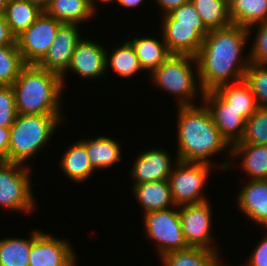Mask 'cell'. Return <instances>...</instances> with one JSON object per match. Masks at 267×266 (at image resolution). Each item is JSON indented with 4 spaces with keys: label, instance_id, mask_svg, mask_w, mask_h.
Wrapping results in <instances>:
<instances>
[{
    "label": "cell",
    "instance_id": "cell-1",
    "mask_svg": "<svg viewBox=\"0 0 267 266\" xmlns=\"http://www.w3.org/2000/svg\"><path fill=\"white\" fill-rule=\"evenodd\" d=\"M249 36L247 28L234 24L210 30L205 35L196 55L199 84L203 92L244 79L251 61L249 55L246 59L242 58V51Z\"/></svg>",
    "mask_w": 267,
    "mask_h": 266
},
{
    "label": "cell",
    "instance_id": "cell-2",
    "mask_svg": "<svg viewBox=\"0 0 267 266\" xmlns=\"http://www.w3.org/2000/svg\"><path fill=\"white\" fill-rule=\"evenodd\" d=\"M176 158L179 161L213 165L209 158L226 149L231 155V146L215 126L208 108L204 105L179 106ZM229 148V149H228Z\"/></svg>",
    "mask_w": 267,
    "mask_h": 266
},
{
    "label": "cell",
    "instance_id": "cell-3",
    "mask_svg": "<svg viewBox=\"0 0 267 266\" xmlns=\"http://www.w3.org/2000/svg\"><path fill=\"white\" fill-rule=\"evenodd\" d=\"M17 114H62L61 75L26 65L12 84Z\"/></svg>",
    "mask_w": 267,
    "mask_h": 266
},
{
    "label": "cell",
    "instance_id": "cell-4",
    "mask_svg": "<svg viewBox=\"0 0 267 266\" xmlns=\"http://www.w3.org/2000/svg\"><path fill=\"white\" fill-rule=\"evenodd\" d=\"M61 120V114H17L10 127L8 162L24 165L47 145Z\"/></svg>",
    "mask_w": 267,
    "mask_h": 266
},
{
    "label": "cell",
    "instance_id": "cell-5",
    "mask_svg": "<svg viewBox=\"0 0 267 266\" xmlns=\"http://www.w3.org/2000/svg\"><path fill=\"white\" fill-rule=\"evenodd\" d=\"M196 72L193 70L192 65ZM197 74H195V73ZM152 75L153 83L162 88V91L169 92L178 98L177 106L193 105L192 99H196L195 93L200 87L201 96L204 92L201 89L198 74V65L196 56L187 54H171ZM196 76V77H194ZM198 80V81H197ZM195 96V97H194Z\"/></svg>",
    "mask_w": 267,
    "mask_h": 266
},
{
    "label": "cell",
    "instance_id": "cell-6",
    "mask_svg": "<svg viewBox=\"0 0 267 266\" xmlns=\"http://www.w3.org/2000/svg\"><path fill=\"white\" fill-rule=\"evenodd\" d=\"M23 164L0 162V206L15 212H32L36 201L31 189L29 168Z\"/></svg>",
    "mask_w": 267,
    "mask_h": 266
},
{
    "label": "cell",
    "instance_id": "cell-7",
    "mask_svg": "<svg viewBox=\"0 0 267 266\" xmlns=\"http://www.w3.org/2000/svg\"><path fill=\"white\" fill-rule=\"evenodd\" d=\"M211 166L206 163L177 161L169 176L173 201L178 206L208 201L203 194Z\"/></svg>",
    "mask_w": 267,
    "mask_h": 266
},
{
    "label": "cell",
    "instance_id": "cell-8",
    "mask_svg": "<svg viewBox=\"0 0 267 266\" xmlns=\"http://www.w3.org/2000/svg\"><path fill=\"white\" fill-rule=\"evenodd\" d=\"M143 216L146 236L157 244L159 257L189 247L182 232L178 206L146 212Z\"/></svg>",
    "mask_w": 267,
    "mask_h": 266
},
{
    "label": "cell",
    "instance_id": "cell-9",
    "mask_svg": "<svg viewBox=\"0 0 267 266\" xmlns=\"http://www.w3.org/2000/svg\"><path fill=\"white\" fill-rule=\"evenodd\" d=\"M61 24L43 11L28 29L16 37L18 49L26 65H37L44 58Z\"/></svg>",
    "mask_w": 267,
    "mask_h": 266
},
{
    "label": "cell",
    "instance_id": "cell-10",
    "mask_svg": "<svg viewBox=\"0 0 267 266\" xmlns=\"http://www.w3.org/2000/svg\"><path fill=\"white\" fill-rule=\"evenodd\" d=\"M211 210L209 201L179 206L182 232L188 246L219 252L216 250L217 247L212 244L214 237L210 230L212 225Z\"/></svg>",
    "mask_w": 267,
    "mask_h": 266
},
{
    "label": "cell",
    "instance_id": "cell-11",
    "mask_svg": "<svg viewBox=\"0 0 267 266\" xmlns=\"http://www.w3.org/2000/svg\"><path fill=\"white\" fill-rule=\"evenodd\" d=\"M200 98L202 104H205L210 111L215 126L228 144L232 146L240 142L244 134L246 120L239 112L230 107V104L215 90L204 92Z\"/></svg>",
    "mask_w": 267,
    "mask_h": 266
},
{
    "label": "cell",
    "instance_id": "cell-12",
    "mask_svg": "<svg viewBox=\"0 0 267 266\" xmlns=\"http://www.w3.org/2000/svg\"><path fill=\"white\" fill-rule=\"evenodd\" d=\"M162 38L172 54L196 56L209 30L204 24L178 23V20H162Z\"/></svg>",
    "mask_w": 267,
    "mask_h": 266
},
{
    "label": "cell",
    "instance_id": "cell-13",
    "mask_svg": "<svg viewBox=\"0 0 267 266\" xmlns=\"http://www.w3.org/2000/svg\"><path fill=\"white\" fill-rule=\"evenodd\" d=\"M76 258L66 239L41 232L31 246L29 266H76Z\"/></svg>",
    "mask_w": 267,
    "mask_h": 266
},
{
    "label": "cell",
    "instance_id": "cell-14",
    "mask_svg": "<svg viewBox=\"0 0 267 266\" xmlns=\"http://www.w3.org/2000/svg\"><path fill=\"white\" fill-rule=\"evenodd\" d=\"M77 24L62 23L38 67L62 75L70 65L72 54L82 39Z\"/></svg>",
    "mask_w": 267,
    "mask_h": 266
},
{
    "label": "cell",
    "instance_id": "cell-15",
    "mask_svg": "<svg viewBox=\"0 0 267 266\" xmlns=\"http://www.w3.org/2000/svg\"><path fill=\"white\" fill-rule=\"evenodd\" d=\"M105 59L106 49L101 47V44L82 38L72 54L69 67L61 75L63 86L66 79L65 73L70 70L81 78H101L100 76L106 72Z\"/></svg>",
    "mask_w": 267,
    "mask_h": 266
},
{
    "label": "cell",
    "instance_id": "cell-16",
    "mask_svg": "<svg viewBox=\"0 0 267 266\" xmlns=\"http://www.w3.org/2000/svg\"><path fill=\"white\" fill-rule=\"evenodd\" d=\"M136 158L130 171L134 184L168 180L178 161L177 158L175 162L171 161V155L160 148L144 150Z\"/></svg>",
    "mask_w": 267,
    "mask_h": 266
},
{
    "label": "cell",
    "instance_id": "cell-17",
    "mask_svg": "<svg viewBox=\"0 0 267 266\" xmlns=\"http://www.w3.org/2000/svg\"><path fill=\"white\" fill-rule=\"evenodd\" d=\"M237 195V205L245 217L267 227V180H249Z\"/></svg>",
    "mask_w": 267,
    "mask_h": 266
},
{
    "label": "cell",
    "instance_id": "cell-18",
    "mask_svg": "<svg viewBox=\"0 0 267 266\" xmlns=\"http://www.w3.org/2000/svg\"><path fill=\"white\" fill-rule=\"evenodd\" d=\"M132 192L144 213L175 207L168 180L134 184Z\"/></svg>",
    "mask_w": 267,
    "mask_h": 266
},
{
    "label": "cell",
    "instance_id": "cell-19",
    "mask_svg": "<svg viewBox=\"0 0 267 266\" xmlns=\"http://www.w3.org/2000/svg\"><path fill=\"white\" fill-rule=\"evenodd\" d=\"M230 156H242V170L251 180H267V145L236 143Z\"/></svg>",
    "mask_w": 267,
    "mask_h": 266
},
{
    "label": "cell",
    "instance_id": "cell-20",
    "mask_svg": "<svg viewBox=\"0 0 267 266\" xmlns=\"http://www.w3.org/2000/svg\"><path fill=\"white\" fill-rule=\"evenodd\" d=\"M86 147L92 167L98 171L109 168L122 160L121 144L110 137L100 136L80 140Z\"/></svg>",
    "mask_w": 267,
    "mask_h": 266
},
{
    "label": "cell",
    "instance_id": "cell-21",
    "mask_svg": "<svg viewBox=\"0 0 267 266\" xmlns=\"http://www.w3.org/2000/svg\"><path fill=\"white\" fill-rule=\"evenodd\" d=\"M60 165L67 178L77 183L86 181L96 171L91 165L85 145L79 140L69 146Z\"/></svg>",
    "mask_w": 267,
    "mask_h": 266
},
{
    "label": "cell",
    "instance_id": "cell-22",
    "mask_svg": "<svg viewBox=\"0 0 267 266\" xmlns=\"http://www.w3.org/2000/svg\"><path fill=\"white\" fill-rule=\"evenodd\" d=\"M215 91L245 120L259 108L254 94L244 79L219 86Z\"/></svg>",
    "mask_w": 267,
    "mask_h": 266
},
{
    "label": "cell",
    "instance_id": "cell-23",
    "mask_svg": "<svg viewBox=\"0 0 267 266\" xmlns=\"http://www.w3.org/2000/svg\"><path fill=\"white\" fill-rule=\"evenodd\" d=\"M232 24L248 29L267 20V0H229Z\"/></svg>",
    "mask_w": 267,
    "mask_h": 266
},
{
    "label": "cell",
    "instance_id": "cell-24",
    "mask_svg": "<svg viewBox=\"0 0 267 266\" xmlns=\"http://www.w3.org/2000/svg\"><path fill=\"white\" fill-rule=\"evenodd\" d=\"M44 12L60 23L77 25L95 15L88 0H49Z\"/></svg>",
    "mask_w": 267,
    "mask_h": 266
},
{
    "label": "cell",
    "instance_id": "cell-25",
    "mask_svg": "<svg viewBox=\"0 0 267 266\" xmlns=\"http://www.w3.org/2000/svg\"><path fill=\"white\" fill-rule=\"evenodd\" d=\"M161 41L156 40L154 37H135L129 40L143 70H149L150 74L172 54L164 39Z\"/></svg>",
    "mask_w": 267,
    "mask_h": 266
},
{
    "label": "cell",
    "instance_id": "cell-26",
    "mask_svg": "<svg viewBox=\"0 0 267 266\" xmlns=\"http://www.w3.org/2000/svg\"><path fill=\"white\" fill-rule=\"evenodd\" d=\"M43 11L28 0H8L4 15L11 33L17 37L28 29Z\"/></svg>",
    "mask_w": 267,
    "mask_h": 266
},
{
    "label": "cell",
    "instance_id": "cell-27",
    "mask_svg": "<svg viewBox=\"0 0 267 266\" xmlns=\"http://www.w3.org/2000/svg\"><path fill=\"white\" fill-rule=\"evenodd\" d=\"M41 230H34L31 238L0 239L1 266H29L31 246Z\"/></svg>",
    "mask_w": 267,
    "mask_h": 266
},
{
    "label": "cell",
    "instance_id": "cell-28",
    "mask_svg": "<svg viewBox=\"0 0 267 266\" xmlns=\"http://www.w3.org/2000/svg\"><path fill=\"white\" fill-rule=\"evenodd\" d=\"M218 254L205 248L189 246L160 256V261L163 266H215Z\"/></svg>",
    "mask_w": 267,
    "mask_h": 266
},
{
    "label": "cell",
    "instance_id": "cell-29",
    "mask_svg": "<svg viewBox=\"0 0 267 266\" xmlns=\"http://www.w3.org/2000/svg\"><path fill=\"white\" fill-rule=\"evenodd\" d=\"M210 31L232 25L229 0H190Z\"/></svg>",
    "mask_w": 267,
    "mask_h": 266
},
{
    "label": "cell",
    "instance_id": "cell-30",
    "mask_svg": "<svg viewBox=\"0 0 267 266\" xmlns=\"http://www.w3.org/2000/svg\"><path fill=\"white\" fill-rule=\"evenodd\" d=\"M105 63L106 70L110 66L120 77L128 79L143 69L129 41L117 46L111 54L106 51Z\"/></svg>",
    "mask_w": 267,
    "mask_h": 266
},
{
    "label": "cell",
    "instance_id": "cell-31",
    "mask_svg": "<svg viewBox=\"0 0 267 266\" xmlns=\"http://www.w3.org/2000/svg\"><path fill=\"white\" fill-rule=\"evenodd\" d=\"M25 66L17 44L0 46V86H12Z\"/></svg>",
    "mask_w": 267,
    "mask_h": 266
},
{
    "label": "cell",
    "instance_id": "cell-32",
    "mask_svg": "<svg viewBox=\"0 0 267 266\" xmlns=\"http://www.w3.org/2000/svg\"><path fill=\"white\" fill-rule=\"evenodd\" d=\"M238 143L267 145V107L259 106L245 121L244 134Z\"/></svg>",
    "mask_w": 267,
    "mask_h": 266
},
{
    "label": "cell",
    "instance_id": "cell-33",
    "mask_svg": "<svg viewBox=\"0 0 267 266\" xmlns=\"http://www.w3.org/2000/svg\"><path fill=\"white\" fill-rule=\"evenodd\" d=\"M244 81L249 85L258 105L267 107V65L251 62L245 71Z\"/></svg>",
    "mask_w": 267,
    "mask_h": 266
},
{
    "label": "cell",
    "instance_id": "cell-34",
    "mask_svg": "<svg viewBox=\"0 0 267 266\" xmlns=\"http://www.w3.org/2000/svg\"><path fill=\"white\" fill-rule=\"evenodd\" d=\"M17 116L12 86H0V127H11Z\"/></svg>",
    "mask_w": 267,
    "mask_h": 266
},
{
    "label": "cell",
    "instance_id": "cell-35",
    "mask_svg": "<svg viewBox=\"0 0 267 266\" xmlns=\"http://www.w3.org/2000/svg\"><path fill=\"white\" fill-rule=\"evenodd\" d=\"M257 33L250 50V61L255 64L267 65V20L256 24Z\"/></svg>",
    "mask_w": 267,
    "mask_h": 266
},
{
    "label": "cell",
    "instance_id": "cell-36",
    "mask_svg": "<svg viewBox=\"0 0 267 266\" xmlns=\"http://www.w3.org/2000/svg\"><path fill=\"white\" fill-rule=\"evenodd\" d=\"M162 20H178V23L204 24L191 1L163 15Z\"/></svg>",
    "mask_w": 267,
    "mask_h": 266
},
{
    "label": "cell",
    "instance_id": "cell-37",
    "mask_svg": "<svg viewBox=\"0 0 267 266\" xmlns=\"http://www.w3.org/2000/svg\"><path fill=\"white\" fill-rule=\"evenodd\" d=\"M245 266H267V234L256 245Z\"/></svg>",
    "mask_w": 267,
    "mask_h": 266
},
{
    "label": "cell",
    "instance_id": "cell-38",
    "mask_svg": "<svg viewBox=\"0 0 267 266\" xmlns=\"http://www.w3.org/2000/svg\"><path fill=\"white\" fill-rule=\"evenodd\" d=\"M17 44L16 37L11 33L4 14H0V46Z\"/></svg>",
    "mask_w": 267,
    "mask_h": 266
},
{
    "label": "cell",
    "instance_id": "cell-39",
    "mask_svg": "<svg viewBox=\"0 0 267 266\" xmlns=\"http://www.w3.org/2000/svg\"><path fill=\"white\" fill-rule=\"evenodd\" d=\"M10 127H0V162H8Z\"/></svg>",
    "mask_w": 267,
    "mask_h": 266
},
{
    "label": "cell",
    "instance_id": "cell-40",
    "mask_svg": "<svg viewBox=\"0 0 267 266\" xmlns=\"http://www.w3.org/2000/svg\"><path fill=\"white\" fill-rule=\"evenodd\" d=\"M157 1V4L163 10V14L167 15L172 10L177 9L178 7L182 6L183 4H186L190 0H154Z\"/></svg>",
    "mask_w": 267,
    "mask_h": 266
},
{
    "label": "cell",
    "instance_id": "cell-41",
    "mask_svg": "<svg viewBox=\"0 0 267 266\" xmlns=\"http://www.w3.org/2000/svg\"><path fill=\"white\" fill-rule=\"evenodd\" d=\"M144 0H116L118 4L124 8H136L143 3Z\"/></svg>",
    "mask_w": 267,
    "mask_h": 266
},
{
    "label": "cell",
    "instance_id": "cell-42",
    "mask_svg": "<svg viewBox=\"0 0 267 266\" xmlns=\"http://www.w3.org/2000/svg\"><path fill=\"white\" fill-rule=\"evenodd\" d=\"M97 1H100V2H102V3H107V4H109V3H112V2H116V0H88V2H89V5L91 6V8L96 12V10H97V8H96V3H97Z\"/></svg>",
    "mask_w": 267,
    "mask_h": 266
},
{
    "label": "cell",
    "instance_id": "cell-43",
    "mask_svg": "<svg viewBox=\"0 0 267 266\" xmlns=\"http://www.w3.org/2000/svg\"><path fill=\"white\" fill-rule=\"evenodd\" d=\"M28 1L38 5L43 10L48 6L49 3V0H28Z\"/></svg>",
    "mask_w": 267,
    "mask_h": 266
},
{
    "label": "cell",
    "instance_id": "cell-44",
    "mask_svg": "<svg viewBox=\"0 0 267 266\" xmlns=\"http://www.w3.org/2000/svg\"><path fill=\"white\" fill-rule=\"evenodd\" d=\"M8 0H0V14H4Z\"/></svg>",
    "mask_w": 267,
    "mask_h": 266
},
{
    "label": "cell",
    "instance_id": "cell-45",
    "mask_svg": "<svg viewBox=\"0 0 267 266\" xmlns=\"http://www.w3.org/2000/svg\"><path fill=\"white\" fill-rule=\"evenodd\" d=\"M221 261H220V258H218L217 259V261L215 262V266H226V265H222L221 263H220ZM228 266V265H227ZM241 266V265H240ZM242 266H245V265H242Z\"/></svg>",
    "mask_w": 267,
    "mask_h": 266
}]
</instances>
